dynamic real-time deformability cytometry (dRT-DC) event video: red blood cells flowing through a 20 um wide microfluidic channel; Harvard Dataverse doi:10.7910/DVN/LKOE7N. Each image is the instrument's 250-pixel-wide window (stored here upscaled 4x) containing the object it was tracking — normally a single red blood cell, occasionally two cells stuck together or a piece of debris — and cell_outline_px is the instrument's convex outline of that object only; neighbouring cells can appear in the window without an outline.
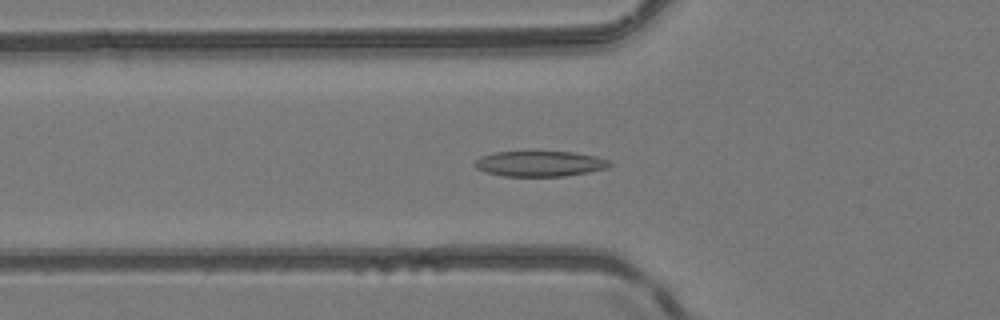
{"species": "common noctule bat (a hibernating species)", "species_latin": "Nyctalus noctula", "temperature_condition": "room temperature", "stored_images_in_passage": 48, "camera_frame_rate_fps": 3000, "um_per_image_px": 0.085, "animal": {"sex": "female", "body_mass_g": 24.6, "forearm_length_mm": 56.2}, "frame": {"image": 1, "passage_image": 16, "time_ms": 5.0, "image_size_px": [1000, 320], "cell_outline_px": [[612, 164], [608, 168], [588, 172], [564, 176], [504, 176], [488, 172], [476, 168], [472, 164], [480, 156], [496, 152], [576, 152], [596, 156], [608, 160]], "centroid_in_image_um": [45.9, 13.91], "position_along_channel_um": 79.9, "area_um2": 19.94}}
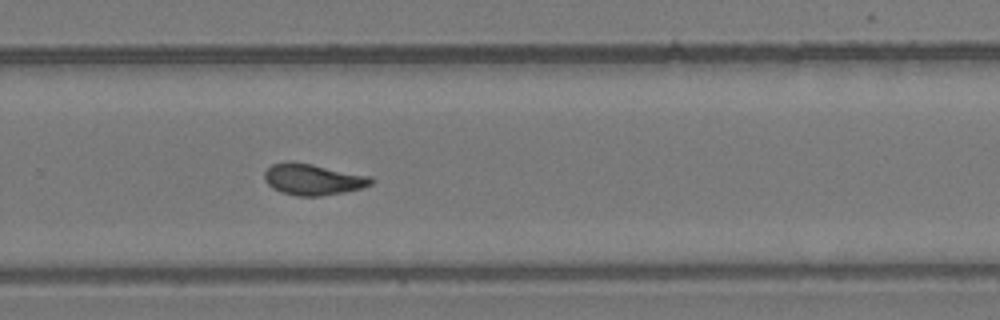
{"frame": {"image": 2, "passage_image": 32, "time_ms": 10.333, "image_size_px": [1000, 320], "cell_outline_px": [[376, 180], [372, 184], [364, 188], [344, 192], [320, 196], [296, 196], [280, 192], [272, 188], [264, 180], [264, 172], [272, 164], [312, 164], [372, 176]], "centroid_in_image_um": [26.67, 15.29], "position_along_channel_um": 303.1, "area_um2": 19.19}}
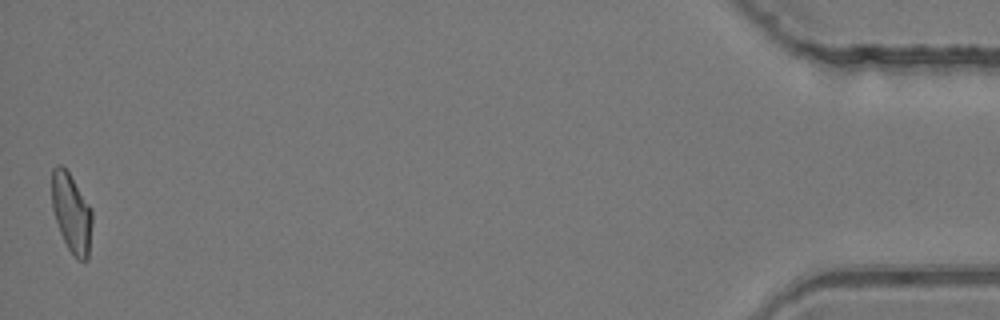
{"frame": {"image": 3, "passage_image": 48, "time_ms": 15.667, "image_size_px": [1000, 320], "cell_outline_px": [[92, 224], [88, 260], [84, 264], [76, 260], [68, 248], [60, 232], [52, 208], [52, 168], [56, 164], [60, 164], [68, 172], [92, 208]], "centroid_in_image_um": [6.09, 18.15], "position_along_channel_um": 429.1, "area_um2": 18.79}, "authors_computed_cell_mechanics": {"area_um2": 19.1318, "velocity_mm_per_s": 4.1714, "shape_relaxation_time_tau1_ms": 4.9981, "shape_relaxation_time_tau2_ms": 2.0752, "deformation_change_tau1": 0.1648, "deformation_change_tau2": 0.083}}